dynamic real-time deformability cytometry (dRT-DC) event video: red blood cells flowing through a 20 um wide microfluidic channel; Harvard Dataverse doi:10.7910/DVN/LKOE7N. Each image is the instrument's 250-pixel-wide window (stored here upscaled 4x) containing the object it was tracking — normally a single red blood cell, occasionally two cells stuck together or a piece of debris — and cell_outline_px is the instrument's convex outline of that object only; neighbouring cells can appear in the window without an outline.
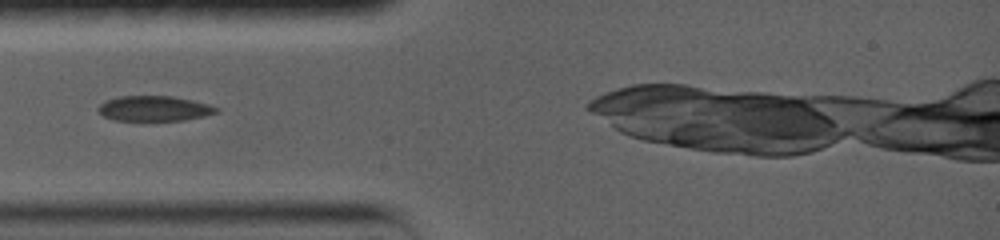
{"species": "common noctule bat (a hibernating species)", "species_latin": "Nyctalus noctula", "temperature_condition": "warm", "stored_images_in_passage": 14, "camera_frame_rate_fps": 5000, "um_per_image_px": 0.085, "animal": {"sex": "female", "body_mass_g": 19.0, "forearm_length_mm": 56.7}, "frame": {"image": 1, "passage_image": 1, "time_ms": 0.0, "image_size_px": [1000, 240], "cell_outline_px": [[216, 112], [204, 116], [184, 120], [116, 120], [104, 116], [100, 112], [100, 108], [108, 100], [124, 96], [168, 96], [188, 100], [204, 104], [216, 108]], "centroid_in_image_um": [13.1, 9.23], "position_along_channel_um": 71.9, "area_um2": 16.42}}
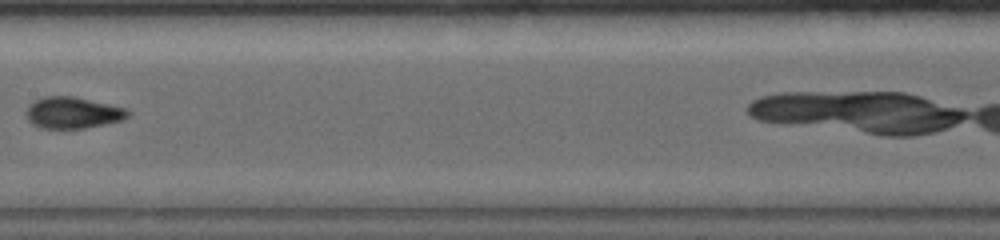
{"frame": {"image": 2, "passage_image": 5, "time_ms": 3.4, "image_size_px": [1000, 240], "cell_outline_px": [[128, 116], [120, 120], [84, 128], [48, 128], [36, 124], [28, 116], [28, 112], [32, 104], [40, 100], [52, 96], [64, 96], [84, 100], [120, 108], [128, 112]], "centroid_in_image_um": [6.2, 9.61], "position_along_channel_um": 201.2, "area_um2": 16.82}}